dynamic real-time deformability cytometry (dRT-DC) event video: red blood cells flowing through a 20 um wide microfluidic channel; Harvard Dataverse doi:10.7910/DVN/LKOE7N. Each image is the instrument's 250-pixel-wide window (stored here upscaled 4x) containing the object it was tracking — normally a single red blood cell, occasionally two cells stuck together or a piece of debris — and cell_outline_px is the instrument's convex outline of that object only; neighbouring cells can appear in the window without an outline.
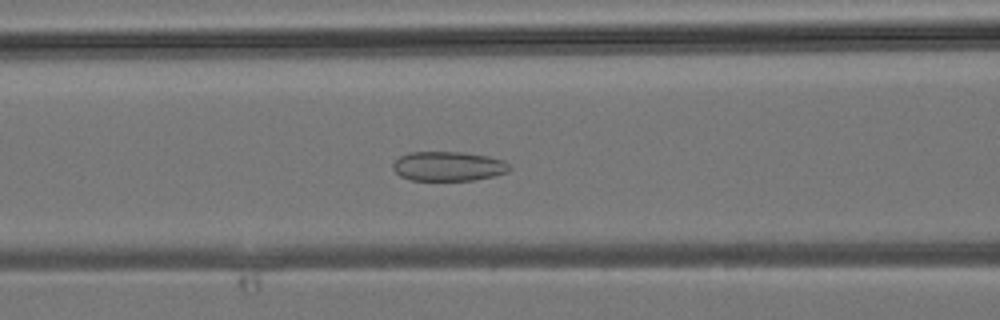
{"species": "common noctule bat (a hibernating species)", "species_latin": "Nyctalus noctula", "temperature_condition": "room temperature", "stored_images_in_passage": 18, "camera_frame_rate_fps": 3000, "um_per_image_px": 0.085, "animal": {"sex": "male", "body_mass_g": 19.2, "forearm_length_mm": 51.8}, "frame": {"image": 1, "passage_image": 15, "time_ms": 4.667, "image_size_px": [1000, 320], "cell_outline_px": [[512, 168], [508, 172], [496, 176], [472, 180], [412, 180], [400, 176], [392, 168], [392, 164], [400, 156], [408, 152], [464, 152], [488, 156], [504, 160]], "centroid_in_image_um": [38.13, 14.13], "position_along_channel_um": 128.5, "area_um2": 20.17}}
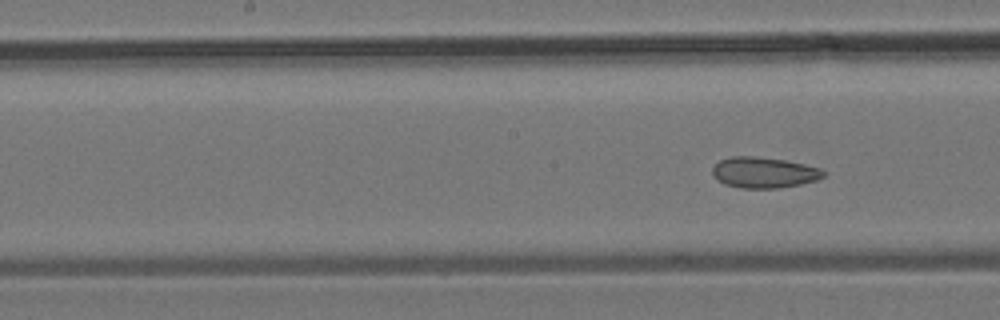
{"frame": {"image": 2, "passage_image": 18, "time_ms": 5.667, "image_size_px": [1000, 320], "cell_outline_px": [[824, 176], [816, 180], [800, 184], [780, 188], [740, 188], [724, 184], [712, 172], [712, 168], [720, 160], [732, 156], [752, 156], [784, 160], [804, 164], [820, 168], [824, 172]], "centroid_in_image_um": [64.94, 14.66], "position_along_channel_um": 183.3, "area_um2": 19.71}}